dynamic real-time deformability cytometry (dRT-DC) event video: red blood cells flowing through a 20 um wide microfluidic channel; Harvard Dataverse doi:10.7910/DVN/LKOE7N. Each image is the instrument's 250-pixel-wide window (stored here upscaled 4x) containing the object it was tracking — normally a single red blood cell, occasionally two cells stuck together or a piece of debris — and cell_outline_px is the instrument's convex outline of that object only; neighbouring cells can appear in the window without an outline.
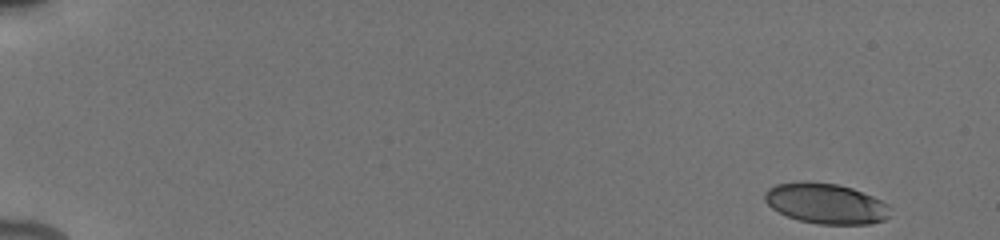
{"species": "human", "species_latin": "Homo sapiens", "temperature_condition": "cold", "stored_images_in_passage": 52, "camera_frame_rate_fps": 3000, "um_per_image_px": 0.085, "donor": {"sex": "male"}, "frame": {"image": 1, "passage_image": 1, "time_ms": 0.0, "image_size_px": [1000, 240], "cell_outline_px": [[892, 208], [888, 216], [884, 220], [868, 224], [820, 224], [800, 220], [788, 216], [772, 208], [764, 200], [764, 192], [768, 188], [776, 184], [808, 180], [836, 184], [852, 188], [872, 196], [888, 204]], "centroid_in_image_um": [70.19, 17.28], "position_along_channel_um": 14.8, "area_um2": 29.59}}
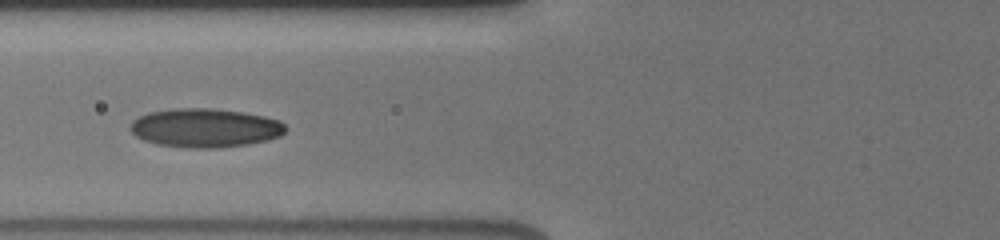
{"frame": {"image": 2, "passage_image": 21, "time_ms": 6.667, "image_size_px": [1000, 240], "cell_outline_px": [[288, 128], [280, 136], [268, 140], [248, 144], [216, 148], [184, 148], [156, 144], [144, 140], [136, 136], [128, 128], [132, 120], [148, 112], [176, 108], [212, 108], [244, 112], [264, 116], [280, 120]], "centroid_in_image_um": [17.43, 10.87], "position_along_channel_um": 108.4, "area_um2": 35.49}}
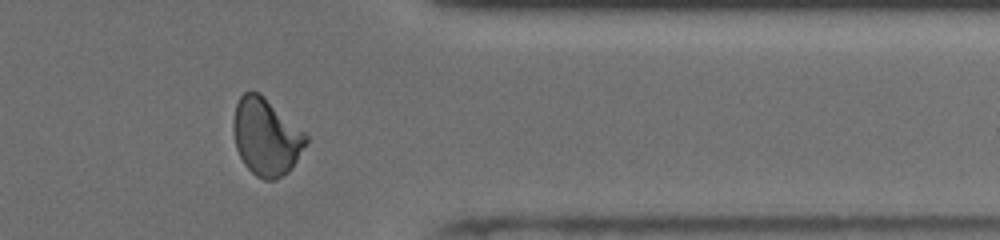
{"frame": {"image": 3, "passage_image": 43, "time_ms": 14.0, "image_size_px": [1000, 240], "cell_outline_px": [[308, 144], [292, 168], [288, 172], [276, 180], [264, 180], [256, 176], [244, 164], [236, 148], [232, 128], [232, 120], [236, 104], [240, 96], [244, 92], [260, 92], [304, 132], [308, 136]], "centroid_in_image_um": [22.62, 11.64], "position_along_channel_um": 388.8, "area_um2": 32.89}, "authors_computed_cell_mechanics": {"area_um2": 31.9056, "velocity_mm_per_s": 3.913, "shape_relaxation_time_tau1_ms": 6.0688, "shape_relaxation_time_tau2_ms": 1.5391, "deformation_change_tau1": 0.1795, "deformation_change_tau2": 0.0663}}